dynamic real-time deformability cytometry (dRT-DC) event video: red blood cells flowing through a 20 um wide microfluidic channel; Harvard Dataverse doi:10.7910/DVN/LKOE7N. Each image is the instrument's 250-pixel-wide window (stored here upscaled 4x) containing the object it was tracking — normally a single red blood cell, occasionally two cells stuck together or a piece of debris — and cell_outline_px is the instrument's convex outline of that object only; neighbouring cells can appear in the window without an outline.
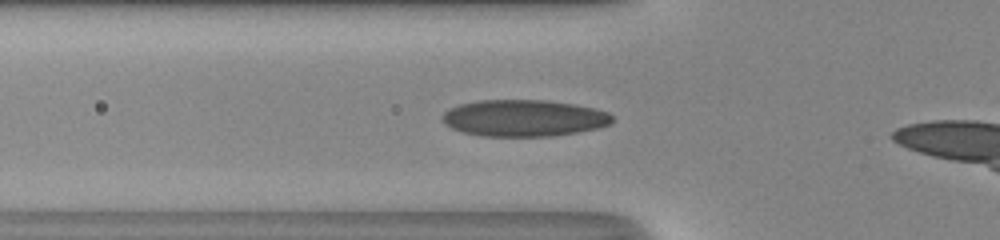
{"species": "human", "species_latin": "Homo sapiens", "temperature_condition": "room temperature", "stored_images_in_passage": 37, "camera_frame_rate_fps": 3000, "um_per_image_px": 0.085, "donor": {"sex": "male"}, "frame": {"image": 1, "passage_image": 12, "time_ms": 3.667, "image_size_px": [1000, 240], "cell_outline_px": [[612, 120], [608, 124], [596, 128], [576, 132], [552, 136], [480, 136], [464, 132], [452, 128], [440, 120], [440, 116], [448, 108], [460, 104], [480, 100], [544, 100], [576, 104], [608, 112], [612, 116]], "centroid_in_image_um": [44.47, 10.03], "position_along_channel_um": 81.3, "area_um2": 36.24}}
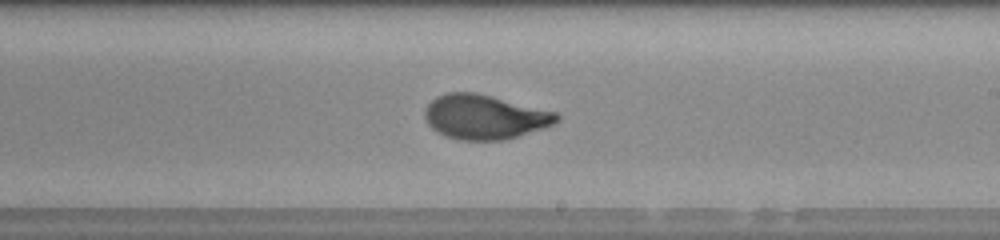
{"frame": {"image": 2, "passage_image": 24, "time_ms": 7.667, "image_size_px": [1000, 240], "cell_outline_px": [[560, 120], [544, 128], [504, 140], [460, 140], [444, 136], [436, 132], [428, 124], [424, 116], [424, 112], [428, 104], [436, 96], [448, 92], [476, 92], [556, 112], [560, 116]], "centroid_in_image_um": [41.17, 9.94], "position_along_channel_um": 247.8, "area_um2": 34.22}}
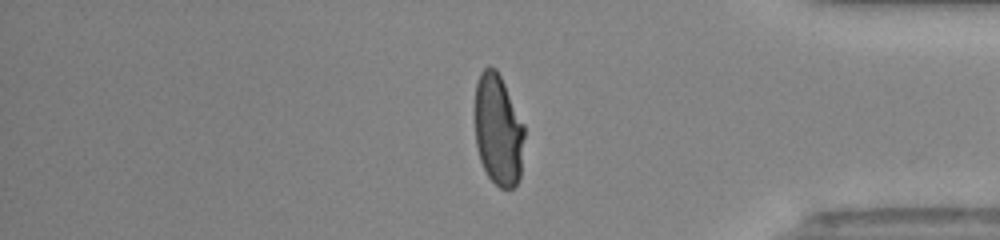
{"frame": {"image": 3, "passage_image": 36, "time_ms": 11.667, "image_size_px": [1000, 240], "cell_outline_px": [[524, 136], [520, 180], [512, 188], [500, 188], [488, 176], [480, 160], [476, 144], [476, 84], [480, 72], [488, 64], [496, 68], [524, 124]], "centroid_in_image_um": [42.35, 11.05], "position_along_channel_um": 392.8, "area_um2": 31.96}}